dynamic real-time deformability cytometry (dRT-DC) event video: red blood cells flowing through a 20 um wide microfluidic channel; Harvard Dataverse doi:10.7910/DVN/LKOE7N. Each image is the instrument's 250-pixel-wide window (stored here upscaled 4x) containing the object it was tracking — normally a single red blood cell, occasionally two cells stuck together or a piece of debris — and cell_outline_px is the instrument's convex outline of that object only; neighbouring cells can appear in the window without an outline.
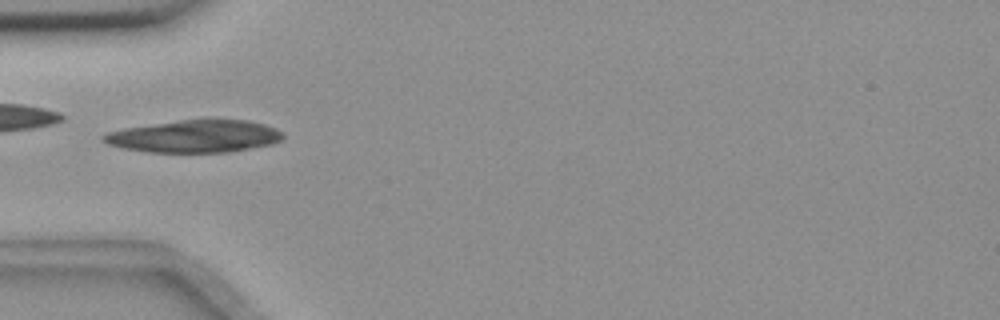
{"species": "common noctule bat (a hibernating species)", "species_latin": "Nyctalus noctula", "temperature_condition": "room temperature", "stored_images_in_passage": 32, "camera_frame_rate_fps": 3000, "um_per_image_px": 0.085, "animal": {"sex": "female", "body_mass_g": 18.4}, "frame": {"image": 1, "passage_image": 1, "time_ms": 0.0, "image_size_px": [1000, 320], "cell_outline_px": [[284, 136], [280, 140], [272, 144], [228, 152], [148, 152], [124, 148], [108, 144], [100, 140], [100, 136], [108, 132], [124, 128], [180, 120], [244, 120], [264, 124], [276, 128], [284, 132]], "centroid_in_image_um": [16.54, 11.59], "position_along_channel_um": 68.5, "area_um2": 33.7}}